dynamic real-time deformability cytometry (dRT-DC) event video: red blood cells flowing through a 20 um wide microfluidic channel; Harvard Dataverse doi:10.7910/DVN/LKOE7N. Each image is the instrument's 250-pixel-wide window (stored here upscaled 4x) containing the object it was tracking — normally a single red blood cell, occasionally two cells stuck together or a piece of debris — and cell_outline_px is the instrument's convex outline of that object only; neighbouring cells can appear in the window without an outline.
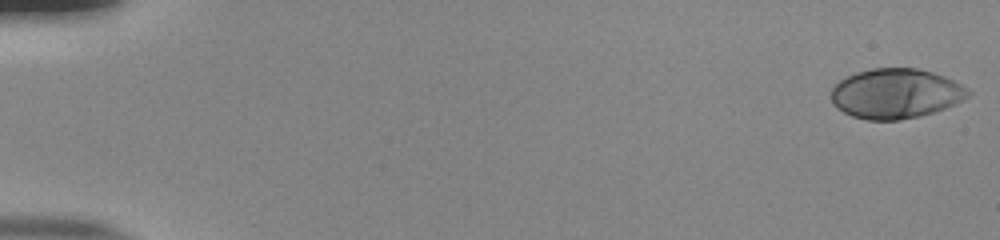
{"species": "human", "species_latin": "Homo sapiens", "temperature_condition": "room temperature", "stored_images_in_passage": 54, "camera_frame_rate_fps": 3000, "um_per_image_px": 0.085, "donor": {"sex": "male"}, "frame": {"image": 1, "passage_image": 1, "time_ms": 0.0, "image_size_px": [1000, 240], "cell_outline_px": [[972, 92], [968, 96], [944, 108], [920, 116], [900, 120], [868, 120], [852, 116], [836, 108], [832, 104], [832, 88], [840, 80], [856, 72], [872, 68], [916, 68], [932, 72], [944, 76], [968, 88]], "centroid_in_image_um": [76.11, 7.95], "position_along_channel_um": 8.9, "area_um2": 39.59}}
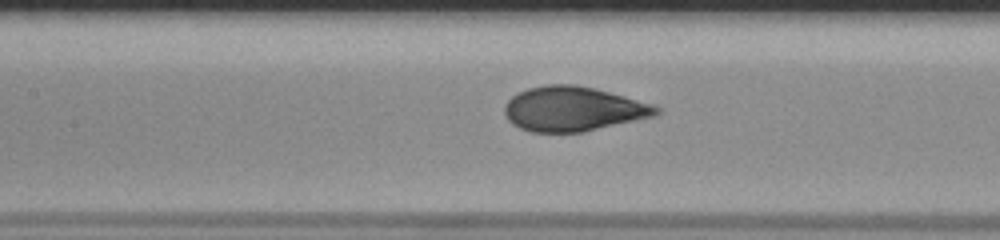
{"frame": {"image": 2, "passage_image": 26, "time_ms": 8.333, "image_size_px": [1000, 240], "cell_outline_px": [[660, 112], [656, 116], [584, 132], [528, 132], [512, 124], [504, 116], [504, 104], [512, 96], [528, 88], [544, 84], [576, 84], [624, 96], [652, 104], [660, 108]], "centroid_in_image_um": [48.7, 9.27], "position_along_channel_um": 158.7, "area_um2": 39.59}}
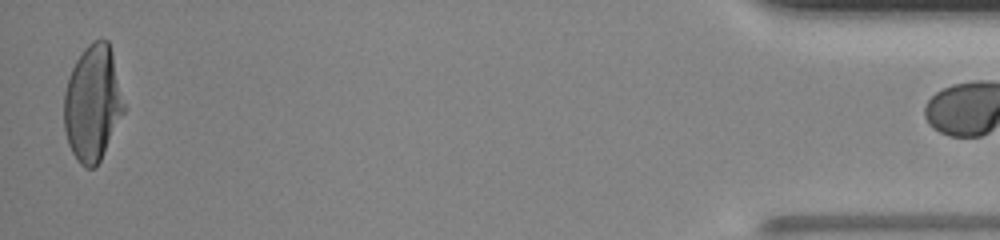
{"frame": {"image": 3, "passage_image": 53, "time_ms": 17.333, "image_size_px": [1000, 240], "cell_outline_px": [[124, 112], [100, 160], [92, 168], [88, 168], [80, 164], [72, 152], [68, 144], [64, 128], [64, 92], [68, 76], [76, 60], [84, 48], [92, 40], [108, 40], [112, 52], [124, 104]], "centroid_in_image_um": [7.85, 8.76], "position_along_channel_um": 427.4, "area_um2": 40.11}}